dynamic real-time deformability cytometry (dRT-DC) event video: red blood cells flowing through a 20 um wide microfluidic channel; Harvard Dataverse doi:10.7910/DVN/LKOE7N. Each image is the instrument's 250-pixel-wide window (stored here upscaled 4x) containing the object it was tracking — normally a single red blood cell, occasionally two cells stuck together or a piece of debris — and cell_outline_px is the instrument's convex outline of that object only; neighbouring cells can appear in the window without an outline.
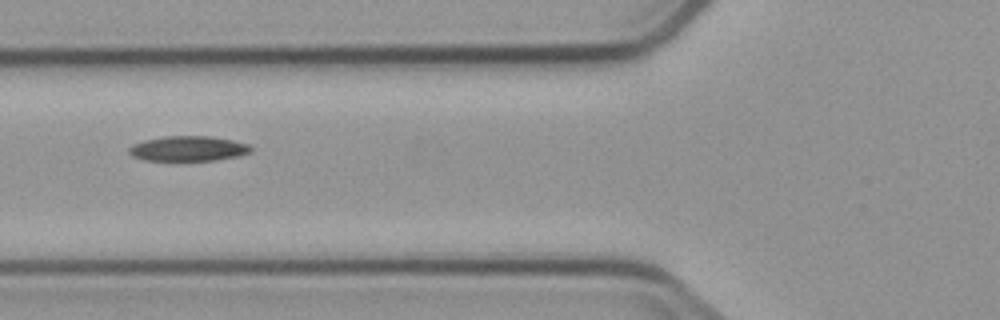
{"species": "common noctule bat (a hibernating species)", "species_latin": "Nyctalus noctula", "temperature_condition": "cold", "stored_images_in_passage": 6, "camera_frame_rate_fps": 3000, "um_per_image_px": 0.085, "animal": {"sex": "male", "body_mass_g": 23.1, "forearm_length_mm": 52.7}, "frame": {"image": 1, "passage_image": 6, "time_ms": 6.0, "image_size_px": [1000, 320], "cell_outline_px": [[252, 152], [240, 156], [216, 160], [144, 160], [132, 156], [128, 152], [128, 148], [132, 144], [144, 140], [164, 136], [212, 136], [232, 140], [248, 144], [252, 148]], "centroid_in_image_um": [16.0, 12.62], "position_along_channel_um": 109.8, "area_um2": 17.92}}